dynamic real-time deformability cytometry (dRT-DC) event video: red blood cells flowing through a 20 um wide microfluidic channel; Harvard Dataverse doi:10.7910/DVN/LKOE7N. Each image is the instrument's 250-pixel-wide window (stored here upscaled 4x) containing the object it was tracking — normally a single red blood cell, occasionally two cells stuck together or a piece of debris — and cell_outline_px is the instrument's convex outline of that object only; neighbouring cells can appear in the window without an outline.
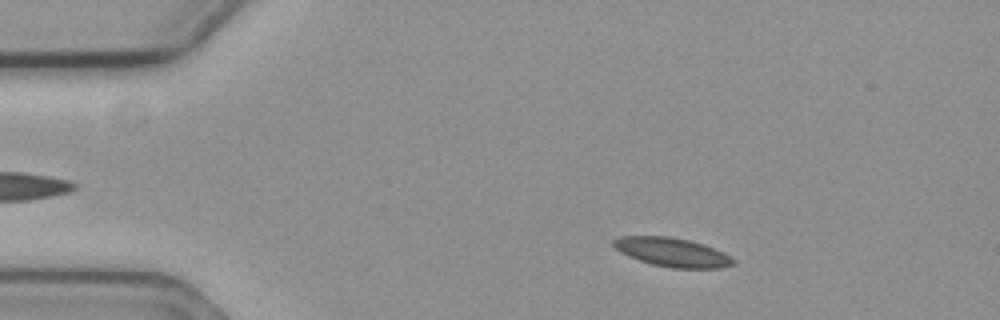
{"species": "common noctule bat (a hibernating species)", "species_latin": "Nyctalus noctula", "temperature_condition": "cold", "stored_images_in_passage": 56, "camera_frame_rate_fps": 3000, "um_per_image_px": 0.085, "animal": {"sex": "female", "body_mass_g": 19.3, "forearm_length_mm": 54.1}, "frame": {"image": 1, "passage_image": 8, "time_ms": 2.333, "image_size_px": [1000, 320], "cell_outline_px": [[736, 264], [724, 268], [672, 268], [652, 264], [628, 256], [620, 252], [612, 244], [612, 240], [620, 236], [668, 236], [688, 240], [704, 244], [724, 252], [732, 256], [736, 260]], "centroid_in_image_um": [57.19, 21.44], "position_along_channel_um": 27.8, "area_um2": 20.35}}
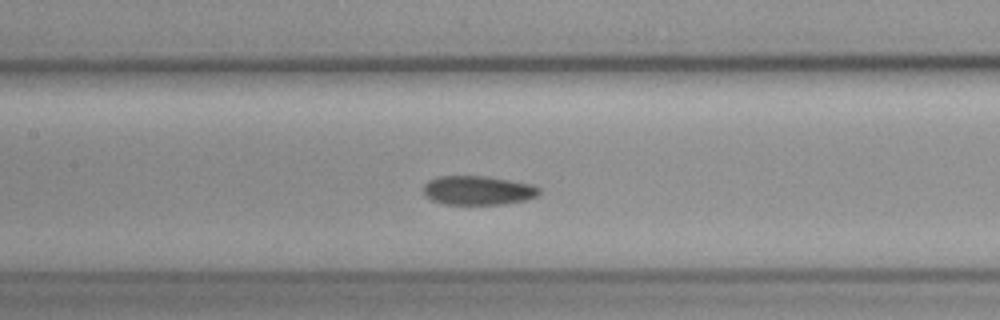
{"frame": {"image": 2, "passage_image": 25, "time_ms": 8.0, "image_size_px": [1000, 320], "cell_outline_px": [[540, 192], [536, 196], [524, 200], [504, 204], [444, 204], [432, 200], [424, 196], [424, 184], [428, 180], [440, 176], [488, 176], [532, 184], [540, 188]], "centroid_in_image_um": [40.61, 16.17], "position_along_channel_um": 166.8, "area_um2": 19.65}}
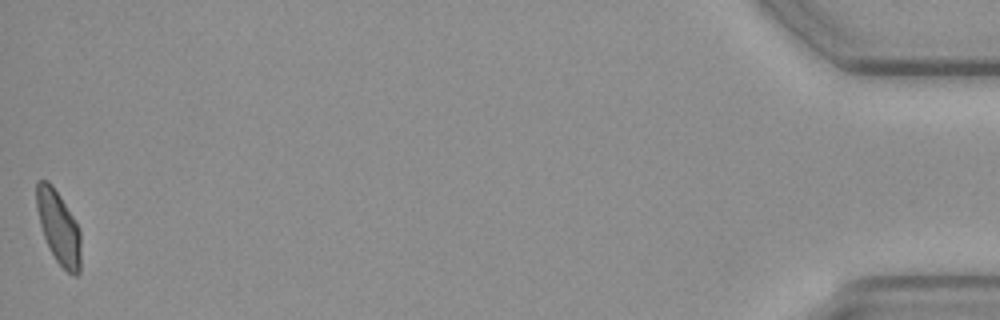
{"frame": {"image": 3, "passage_image": 56, "time_ms": 18.333, "image_size_px": [1000, 320], "cell_outline_px": [[80, 272], [76, 276], [72, 276], [56, 260], [44, 236], [40, 224], [36, 208], [36, 180], [48, 180], [52, 184], [60, 196], [72, 216], [80, 232]], "centroid_in_image_um": [4.97, 19.31], "position_along_channel_um": 430.2, "area_um2": 18.61}}